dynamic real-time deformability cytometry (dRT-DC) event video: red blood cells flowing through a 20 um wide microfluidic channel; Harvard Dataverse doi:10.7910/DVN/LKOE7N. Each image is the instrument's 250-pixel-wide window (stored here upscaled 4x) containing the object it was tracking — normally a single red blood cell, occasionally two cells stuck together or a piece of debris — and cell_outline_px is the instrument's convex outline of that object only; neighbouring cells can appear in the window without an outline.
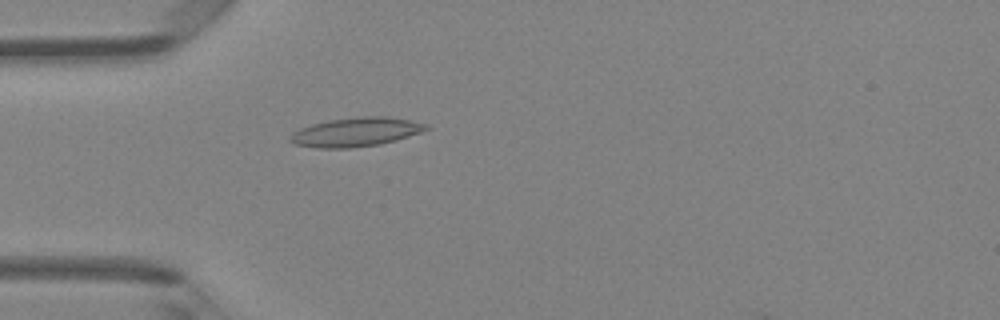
{"species": "Egyptian fruit bat (a non-hibernating species)", "species_latin": "Rousettus aegyptiacus", "temperature_condition": "room temperature", "stored_images_in_passage": 43, "camera_frame_rate_fps": 3000, "um_per_image_px": 0.085, "animal": {"sex": "female"}, "frame": {"image": 1, "passage_image": 11, "time_ms": 3.333, "image_size_px": [1000, 320], "cell_outline_px": [[432, 128], [396, 140], [380, 144], [348, 148], [320, 148], [292, 144], [288, 140], [288, 136], [292, 132], [300, 128], [312, 124], [328, 120], [356, 116], [388, 116], [428, 124]], "centroid_in_image_um": [30.22, 11.22], "position_along_channel_um": 54.8, "area_um2": 23.18}}
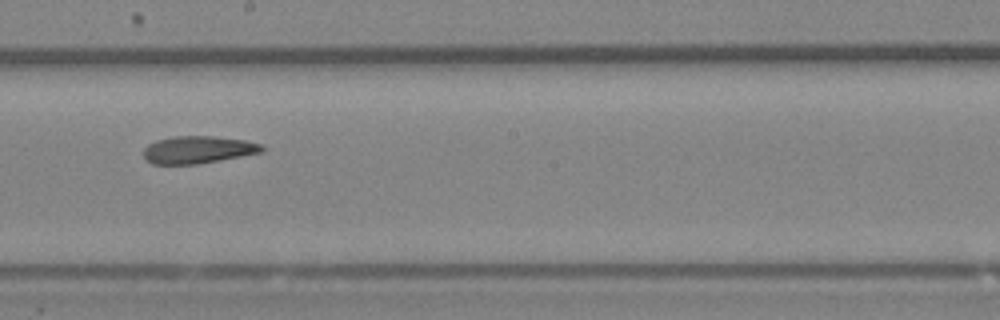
{"frame": {"image": 2, "passage_image": 24, "time_ms": 7.667, "image_size_px": [1000, 320], "cell_outline_px": [[264, 152], [220, 160], [196, 164], [152, 164], [144, 156], [144, 148], [148, 144], [156, 140], [172, 136], [212, 136], [244, 140], [264, 144]], "centroid_in_image_um": [16.85, 12.72], "position_along_channel_um": 231.3, "area_um2": 18.96}}
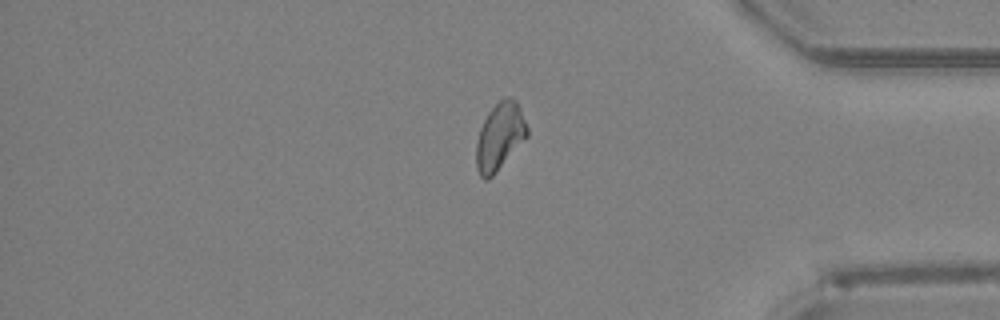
{"frame": {"image": 3, "passage_image": 37, "time_ms": 12.0, "image_size_px": [1000, 320], "cell_outline_px": [[528, 136], [496, 172], [488, 180], [484, 180], [480, 176], [476, 168], [476, 144], [480, 128], [488, 112], [500, 100], [508, 96], [516, 100], [520, 108], [528, 128]], "centroid_in_image_um": [42.47, 11.61], "position_along_channel_um": 392.7, "area_um2": 19.88}}